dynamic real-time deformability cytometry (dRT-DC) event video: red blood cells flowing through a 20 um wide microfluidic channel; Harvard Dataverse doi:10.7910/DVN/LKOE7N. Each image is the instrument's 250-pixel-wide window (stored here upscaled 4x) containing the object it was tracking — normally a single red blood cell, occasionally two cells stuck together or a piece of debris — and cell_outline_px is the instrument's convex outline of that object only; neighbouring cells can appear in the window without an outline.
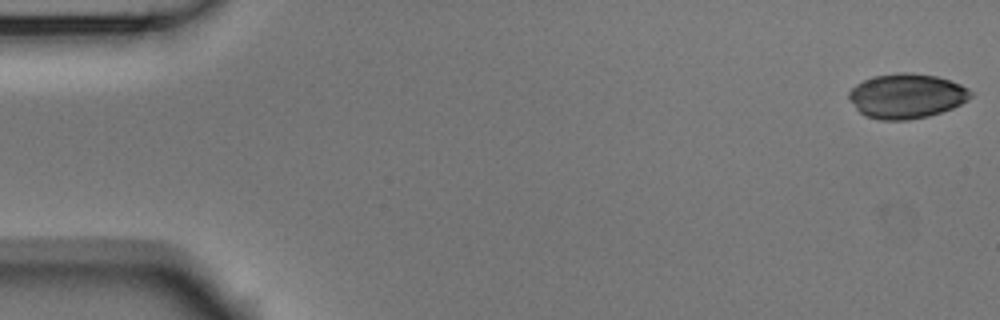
{"species": "Egyptian fruit bat (a non-hibernating species)", "species_latin": "Rousettus aegyptiacus", "temperature_condition": "room temperature", "stored_images_in_passage": 53, "camera_frame_rate_fps": 3000, "um_per_image_px": 0.085, "animal": {"sex": "male"}, "frame": {"image": 1, "passage_image": 1, "time_ms": 0.0, "image_size_px": [1000, 320], "cell_outline_px": [[972, 96], [968, 100], [952, 108], [928, 116], [908, 120], [880, 120], [864, 116], [856, 108], [848, 96], [848, 92], [856, 84], [872, 76], [896, 72], [912, 72], [936, 76], [960, 84], [968, 88], [972, 92]], "centroid_in_image_um": [77.04, 8.15], "position_along_channel_um": 8.0, "area_um2": 31.85}}
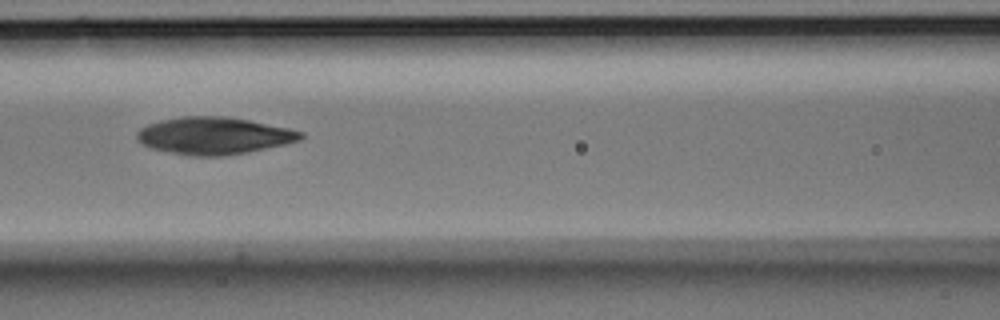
{"frame": {"image": 2, "passage_image": 23, "time_ms": 7.333, "image_size_px": [1000, 320], "cell_outline_px": [[304, 136], [300, 140], [288, 144], [248, 152], [224, 156], [192, 156], [152, 148], [144, 144], [136, 136], [136, 132], [140, 128], [148, 124], [160, 120], [180, 116], [228, 116], [288, 128], [304, 132]], "centroid_in_image_um": [18.22, 11.53], "position_along_channel_um": 148.4, "area_um2": 35.49}}
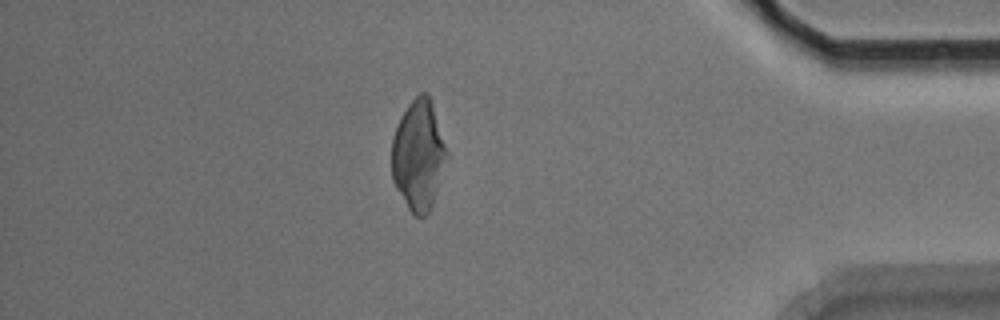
{"frame": {"image": 3, "passage_image": 46, "time_ms": 15.0, "image_size_px": [1000, 320], "cell_outline_px": [[444, 156], [432, 204], [428, 212], [424, 216], [416, 216], [408, 208], [396, 188], [392, 180], [392, 136], [400, 116], [408, 104], [420, 92], [428, 92], [432, 104], [444, 148]], "centroid_in_image_um": [35.47, 13.15], "position_along_channel_um": 399.7, "area_um2": 33.81}}